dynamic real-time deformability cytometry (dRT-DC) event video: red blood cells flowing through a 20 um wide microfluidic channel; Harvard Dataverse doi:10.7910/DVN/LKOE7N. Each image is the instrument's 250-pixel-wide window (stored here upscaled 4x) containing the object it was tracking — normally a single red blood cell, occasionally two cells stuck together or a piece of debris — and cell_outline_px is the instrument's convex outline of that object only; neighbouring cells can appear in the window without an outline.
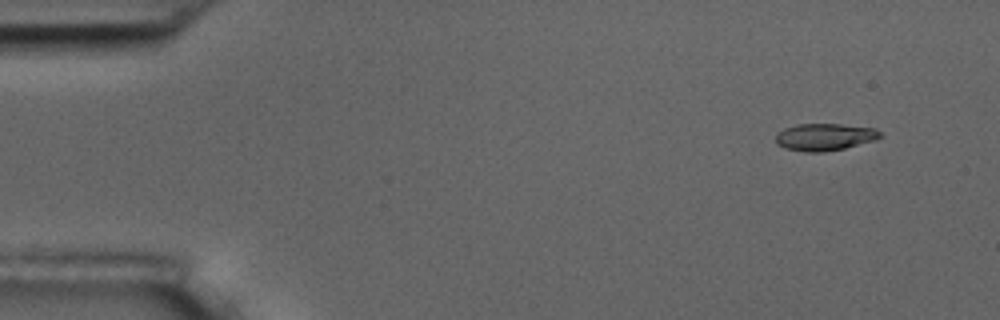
{"species": "common noctule bat (a hibernating species)", "species_latin": "Nyctalus noctula", "temperature_condition": "room temperature", "stored_images_in_passage": 6, "camera_frame_rate_fps": 3000, "um_per_image_px": 0.085, "animal": {"sex": "male", "body_mass_g": 17.5, "forearm_length_mm": 52.3}, "frame": {"image": 1, "passage_image": 2, "time_ms": 1.333, "image_size_px": [1000, 320], "cell_outline_px": [[880, 136], [876, 140], [844, 148], [824, 152], [804, 152], [784, 148], [776, 144], [776, 132], [784, 128], [796, 124], [840, 124], [876, 128], [880, 132]], "centroid_in_image_um": [70.06, 11.64], "position_along_channel_um": 14.9, "area_um2": 16.65}}
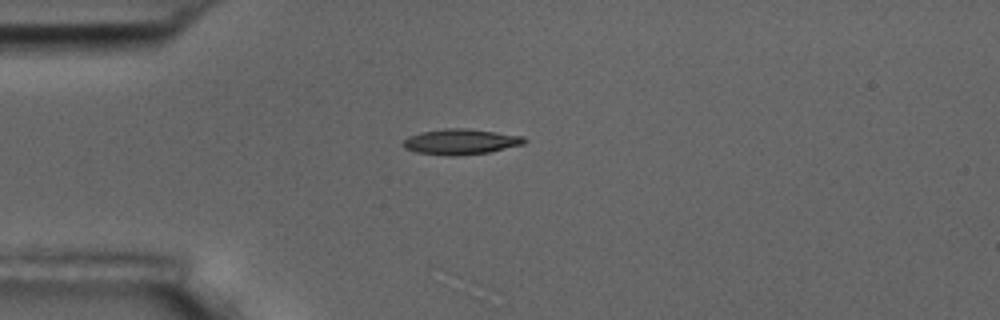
{"frame": {"image": 2, "passage_image": 5, "time_ms": 4.667, "image_size_px": [1000, 320], "cell_outline_px": [[528, 140], [524, 144], [488, 152], [456, 156], [448, 156], [416, 152], [404, 148], [400, 144], [408, 136], [420, 132], [444, 128], [468, 128], [524, 136]], "centroid_in_image_um": [39.13, 12.04], "position_along_channel_um": 45.9, "area_um2": 18.21}}
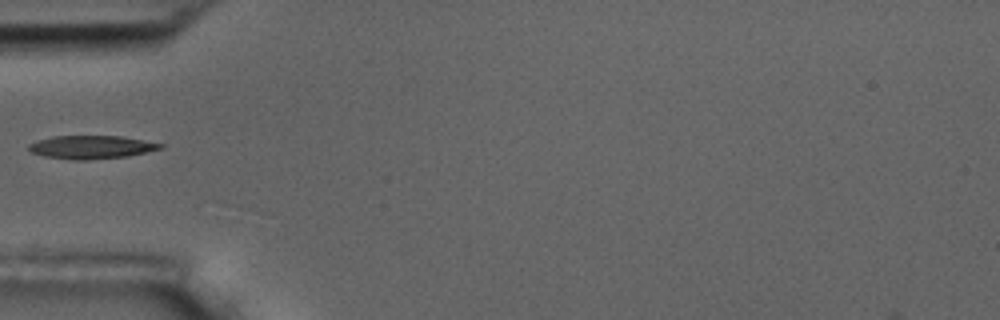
{"frame": {"image": 3, "passage_image": 6, "time_ms": 6.0, "image_size_px": [1000, 320], "cell_outline_px": [[164, 148], [128, 156], [84, 160], [72, 160], [44, 156], [32, 152], [28, 148], [28, 144], [36, 140], [52, 136], [120, 136], [164, 144]], "centroid_in_image_um": [7.74, 12.5], "position_along_channel_um": 77.3, "area_um2": 17.8}}